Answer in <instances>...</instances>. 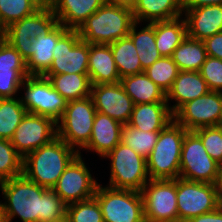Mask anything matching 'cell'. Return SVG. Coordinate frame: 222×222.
I'll use <instances>...</instances> for the list:
<instances>
[{
	"label": "cell",
	"mask_w": 222,
	"mask_h": 222,
	"mask_svg": "<svg viewBox=\"0 0 222 222\" xmlns=\"http://www.w3.org/2000/svg\"><path fill=\"white\" fill-rule=\"evenodd\" d=\"M5 202V222L19 217L23 222H47L66 216L67 205L52 190L26 178L23 174L0 183Z\"/></svg>",
	"instance_id": "6da1fadb"
},
{
	"label": "cell",
	"mask_w": 222,
	"mask_h": 222,
	"mask_svg": "<svg viewBox=\"0 0 222 222\" xmlns=\"http://www.w3.org/2000/svg\"><path fill=\"white\" fill-rule=\"evenodd\" d=\"M78 155L76 149L56 137L23 158L22 174L34 183L52 189Z\"/></svg>",
	"instance_id": "7a4b0ae2"
},
{
	"label": "cell",
	"mask_w": 222,
	"mask_h": 222,
	"mask_svg": "<svg viewBox=\"0 0 222 222\" xmlns=\"http://www.w3.org/2000/svg\"><path fill=\"white\" fill-rule=\"evenodd\" d=\"M135 23L133 12L105 2L78 29L81 40L90 44H111L127 37Z\"/></svg>",
	"instance_id": "3957f363"
},
{
	"label": "cell",
	"mask_w": 222,
	"mask_h": 222,
	"mask_svg": "<svg viewBox=\"0 0 222 222\" xmlns=\"http://www.w3.org/2000/svg\"><path fill=\"white\" fill-rule=\"evenodd\" d=\"M187 132L174 120L160 131L157 142L146 159L150 180L179 178L181 150Z\"/></svg>",
	"instance_id": "277c9868"
},
{
	"label": "cell",
	"mask_w": 222,
	"mask_h": 222,
	"mask_svg": "<svg viewBox=\"0 0 222 222\" xmlns=\"http://www.w3.org/2000/svg\"><path fill=\"white\" fill-rule=\"evenodd\" d=\"M104 158L111 160L108 187L141 192L150 180L146 159L123 142H120Z\"/></svg>",
	"instance_id": "5b68a950"
},
{
	"label": "cell",
	"mask_w": 222,
	"mask_h": 222,
	"mask_svg": "<svg viewBox=\"0 0 222 222\" xmlns=\"http://www.w3.org/2000/svg\"><path fill=\"white\" fill-rule=\"evenodd\" d=\"M96 112L91 96L68 101L57 121V137L80 152L90 141Z\"/></svg>",
	"instance_id": "8992f818"
},
{
	"label": "cell",
	"mask_w": 222,
	"mask_h": 222,
	"mask_svg": "<svg viewBox=\"0 0 222 222\" xmlns=\"http://www.w3.org/2000/svg\"><path fill=\"white\" fill-rule=\"evenodd\" d=\"M59 21L52 8L46 2L39 10L30 16L15 21L4 29V39L9 42L27 61L31 57L33 40L40 35H47Z\"/></svg>",
	"instance_id": "52a82bcc"
},
{
	"label": "cell",
	"mask_w": 222,
	"mask_h": 222,
	"mask_svg": "<svg viewBox=\"0 0 222 222\" xmlns=\"http://www.w3.org/2000/svg\"><path fill=\"white\" fill-rule=\"evenodd\" d=\"M94 197L104 222H145L141 192L98 184Z\"/></svg>",
	"instance_id": "ba28073f"
},
{
	"label": "cell",
	"mask_w": 222,
	"mask_h": 222,
	"mask_svg": "<svg viewBox=\"0 0 222 222\" xmlns=\"http://www.w3.org/2000/svg\"><path fill=\"white\" fill-rule=\"evenodd\" d=\"M176 197L179 221L188 222L222 205L215 184L176 179Z\"/></svg>",
	"instance_id": "9c48e42d"
},
{
	"label": "cell",
	"mask_w": 222,
	"mask_h": 222,
	"mask_svg": "<svg viewBox=\"0 0 222 222\" xmlns=\"http://www.w3.org/2000/svg\"><path fill=\"white\" fill-rule=\"evenodd\" d=\"M21 88L25 90L20 97L27 113L47 116L56 122L62 117L67 100L55 90L50 80L42 75L27 76Z\"/></svg>",
	"instance_id": "30bf717a"
},
{
	"label": "cell",
	"mask_w": 222,
	"mask_h": 222,
	"mask_svg": "<svg viewBox=\"0 0 222 222\" xmlns=\"http://www.w3.org/2000/svg\"><path fill=\"white\" fill-rule=\"evenodd\" d=\"M219 164L206 152L201 139L188 131L183 139L179 178L216 184Z\"/></svg>",
	"instance_id": "8fae6325"
},
{
	"label": "cell",
	"mask_w": 222,
	"mask_h": 222,
	"mask_svg": "<svg viewBox=\"0 0 222 222\" xmlns=\"http://www.w3.org/2000/svg\"><path fill=\"white\" fill-rule=\"evenodd\" d=\"M141 195L145 222L179 221L176 179L149 180Z\"/></svg>",
	"instance_id": "7c38bea8"
},
{
	"label": "cell",
	"mask_w": 222,
	"mask_h": 222,
	"mask_svg": "<svg viewBox=\"0 0 222 222\" xmlns=\"http://www.w3.org/2000/svg\"><path fill=\"white\" fill-rule=\"evenodd\" d=\"M173 120L188 131L219 126L222 120V92L210 90L183 104L173 114Z\"/></svg>",
	"instance_id": "4fadbf2b"
},
{
	"label": "cell",
	"mask_w": 222,
	"mask_h": 222,
	"mask_svg": "<svg viewBox=\"0 0 222 222\" xmlns=\"http://www.w3.org/2000/svg\"><path fill=\"white\" fill-rule=\"evenodd\" d=\"M89 43L81 40L78 30L69 29L57 42L53 62L44 75L88 74Z\"/></svg>",
	"instance_id": "5bb4252c"
},
{
	"label": "cell",
	"mask_w": 222,
	"mask_h": 222,
	"mask_svg": "<svg viewBox=\"0 0 222 222\" xmlns=\"http://www.w3.org/2000/svg\"><path fill=\"white\" fill-rule=\"evenodd\" d=\"M82 160L81 152L64 170L52 190L66 205L94 197L98 182Z\"/></svg>",
	"instance_id": "9a60e30c"
},
{
	"label": "cell",
	"mask_w": 222,
	"mask_h": 222,
	"mask_svg": "<svg viewBox=\"0 0 222 222\" xmlns=\"http://www.w3.org/2000/svg\"><path fill=\"white\" fill-rule=\"evenodd\" d=\"M57 137V122L47 116L26 113L15 130L11 144L24 158L29 153L53 141Z\"/></svg>",
	"instance_id": "2e32d148"
},
{
	"label": "cell",
	"mask_w": 222,
	"mask_h": 222,
	"mask_svg": "<svg viewBox=\"0 0 222 222\" xmlns=\"http://www.w3.org/2000/svg\"><path fill=\"white\" fill-rule=\"evenodd\" d=\"M91 97L97 112L128 124L134 103L120 82L92 85Z\"/></svg>",
	"instance_id": "e0dca14e"
},
{
	"label": "cell",
	"mask_w": 222,
	"mask_h": 222,
	"mask_svg": "<svg viewBox=\"0 0 222 222\" xmlns=\"http://www.w3.org/2000/svg\"><path fill=\"white\" fill-rule=\"evenodd\" d=\"M185 13L187 36L204 40L222 32V5H208L195 9H182Z\"/></svg>",
	"instance_id": "ac0fdd59"
},
{
	"label": "cell",
	"mask_w": 222,
	"mask_h": 222,
	"mask_svg": "<svg viewBox=\"0 0 222 222\" xmlns=\"http://www.w3.org/2000/svg\"><path fill=\"white\" fill-rule=\"evenodd\" d=\"M60 24L78 30L106 0H46Z\"/></svg>",
	"instance_id": "d6986e66"
},
{
	"label": "cell",
	"mask_w": 222,
	"mask_h": 222,
	"mask_svg": "<svg viewBox=\"0 0 222 222\" xmlns=\"http://www.w3.org/2000/svg\"><path fill=\"white\" fill-rule=\"evenodd\" d=\"M68 30L59 23L47 35H40L33 40L30 47L31 57L26 61V69L29 75L43 76L49 70L53 62L56 44Z\"/></svg>",
	"instance_id": "ffe728a7"
},
{
	"label": "cell",
	"mask_w": 222,
	"mask_h": 222,
	"mask_svg": "<svg viewBox=\"0 0 222 222\" xmlns=\"http://www.w3.org/2000/svg\"><path fill=\"white\" fill-rule=\"evenodd\" d=\"M122 126L108 115L96 112L90 141L83 150L94 151L99 157H105L121 142Z\"/></svg>",
	"instance_id": "44dd1931"
},
{
	"label": "cell",
	"mask_w": 222,
	"mask_h": 222,
	"mask_svg": "<svg viewBox=\"0 0 222 222\" xmlns=\"http://www.w3.org/2000/svg\"><path fill=\"white\" fill-rule=\"evenodd\" d=\"M210 91L200 71H179L171 89L166 94L169 106L170 100H175L169 109L174 114L183 104L192 101Z\"/></svg>",
	"instance_id": "7402d4cb"
},
{
	"label": "cell",
	"mask_w": 222,
	"mask_h": 222,
	"mask_svg": "<svg viewBox=\"0 0 222 222\" xmlns=\"http://www.w3.org/2000/svg\"><path fill=\"white\" fill-rule=\"evenodd\" d=\"M88 75L92 85L120 82L109 44L89 43Z\"/></svg>",
	"instance_id": "603a6c76"
},
{
	"label": "cell",
	"mask_w": 222,
	"mask_h": 222,
	"mask_svg": "<svg viewBox=\"0 0 222 222\" xmlns=\"http://www.w3.org/2000/svg\"><path fill=\"white\" fill-rule=\"evenodd\" d=\"M171 121L173 114L167 102L142 103L133 107L129 125L148 132L163 130Z\"/></svg>",
	"instance_id": "cb8c5ba5"
},
{
	"label": "cell",
	"mask_w": 222,
	"mask_h": 222,
	"mask_svg": "<svg viewBox=\"0 0 222 222\" xmlns=\"http://www.w3.org/2000/svg\"><path fill=\"white\" fill-rule=\"evenodd\" d=\"M132 12L139 24L173 20L183 16L182 0H138Z\"/></svg>",
	"instance_id": "d4e9b609"
},
{
	"label": "cell",
	"mask_w": 222,
	"mask_h": 222,
	"mask_svg": "<svg viewBox=\"0 0 222 222\" xmlns=\"http://www.w3.org/2000/svg\"><path fill=\"white\" fill-rule=\"evenodd\" d=\"M120 84L131 97L134 105L167 102L166 93L144 72L121 78Z\"/></svg>",
	"instance_id": "484cf974"
},
{
	"label": "cell",
	"mask_w": 222,
	"mask_h": 222,
	"mask_svg": "<svg viewBox=\"0 0 222 222\" xmlns=\"http://www.w3.org/2000/svg\"><path fill=\"white\" fill-rule=\"evenodd\" d=\"M187 36L185 18L155 22V39L157 50L162 57H171L173 51Z\"/></svg>",
	"instance_id": "4316f807"
},
{
	"label": "cell",
	"mask_w": 222,
	"mask_h": 222,
	"mask_svg": "<svg viewBox=\"0 0 222 222\" xmlns=\"http://www.w3.org/2000/svg\"><path fill=\"white\" fill-rule=\"evenodd\" d=\"M67 101L79 100L91 96V81L88 74L63 73L43 75Z\"/></svg>",
	"instance_id": "83f0119b"
},
{
	"label": "cell",
	"mask_w": 222,
	"mask_h": 222,
	"mask_svg": "<svg viewBox=\"0 0 222 222\" xmlns=\"http://www.w3.org/2000/svg\"><path fill=\"white\" fill-rule=\"evenodd\" d=\"M138 22H135L128 36L134 43L137 50L138 57L141 62L143 70L150 67L155 61L160 59L162 56L157 50L156 39H155V22L147 23L141 30L138 29ZM139 31H137V29Z\"/></svg>",
	"instance_id": "f1b7e54d"
},
{
	"label": "cell",
	"mask_w": 222,
	"mask_h": 222,
	"mask_svg": "<svg viewBox=\"0 0 222 222\" xmlns=\"http://www.w3.org/2000/svg\"><path fill=\"white\" fill-rule=\"evenodd\" d=\"M207 57L203 41L189 36H186L171 56L179 71H200Z\"/></svg>",
	"instance_id": "f546056e"
},
{
	"label": "cell",
	"mask_w": 222,
	"mask_h": 222,
	"mask_svg": "<svg viewBox=\"0 0 222 222\" xmlns=\"http://www.w3.org/2000/svg\"><path fill=\"white\" fill-rule=\"evenodd\" d=\"M109 45L120 78L144 72L137 50L129 36Z\"/></svg>",
	"instance_id": "4dcf8cb0"
},
{
	"label": "cell",
	"mask_w": 222,
	"mask_h": 222,
	"mask_svg": "<svg viewBox=\"0 0 222 222\" xmlns=\"http://www.w3.org/2000/svg\"><path fill=\"white\" fill-rule=\"evenodd\" d=\"M26 113L21 98L0 99V139L10 140Z\"/></svg>",
	"instance_id": "1f68e13d"
},
{
	"label": "cell",
	"mask_w": 222,
	"mask_h": 222,
	"mask_svg": "<svg viewBox=\"0 0 222 222\" xmlns=\"http://www.w3.org/2000/svg\"><path fill=\"white\" fill-rule=\"evenodd\" d=\"M46 0H0V26L5 29L15 21L39 10Z\"/></svg>",
	"instance_id": "d6a6232c"
},
{
	"label": "cell",
	"mask_w": 222,
	"mask_h": 222,
	"mask_svg": "<svg viewBox=\"0 0 222 222\" xmlns=\"http://www.w3.org/2000/svg\"><path fill=\"white\" fill-rule=\"evenodd\" d=\"M159 133L160 131H142L129 124H124L122 126L121 142L141 155L144 159H147L157 142Z\"/></svg>",
	"instance_id": "836d02e7"
},
{
	"label": "cell",
	"mask_w": 222,
	"mask_h": 222,
	"mask_svg": "<svg viewBox=\"0 0 222 222\" xmlns=\"http://www.w3.org/2000/svg\"><path fill=\"white\" fill-rule=\"evenodd\" d=\"M144 73L167 94L179 69L171 57H161L144 70Z\"/></svg>",
	"instance_id": "e575fe53"
},
{
	"label": "cell",
	"mask_w": 222,
	"mask_h": 222,
	"mask_svg": "<svg viewBox=\"0 0 222 222\" xmlns=\"http://www.w3.org/2000/svg\"><path fill=\"white\" fill-rule=\"evenodd\" d=\"M22 163L10 140L0 139V183L22 175Z\"/></svg>",
	"instance_id": "d590c367"
},
{
	"label": "cell",
	"mask_w": 222,
	"mask_h": 222,
	"mask_svg": "<svg viewBox=\"0 0 222 222\" xmlns=\"http://www.w3.org/2000/svg\"><path fill=\"white\" fill-rule=\"evenodd\" d=\"M66 216L69 222H104L98 200L95 197L67 205Z\"/></svg>",
	"instance_id": "8d00e7d4"
},
{
	"label": "cell",
	"mask_w": 222,
	"mask_h": 222,
	"mask_svg": "<svg viewBox=\"0 0 222 222\" xmlns=\"http://www.w3.org/2000/svg\"><path fill=\"white\" fill-rule=\"evenodd\" d=\"M0 73H20L24 78L29 76L26 61L5 39L0 42Z\"/></svg>",
	"instance_id": "74e56055"
},
{
	"label": "cell",
	"mask_w": 222,
	"mask_h": 222,
	"mask_svg": "<svg viewBox=\"0 0 222 222\" xmlns=\"http://www.w3.org/2000/svg\"><path fill=\"white\" fill-rule=\"evenodd\" d=\"M193 132L201 139L209 156L220 164L222 162V127H203Z\"/></svg>",
	"instance_id": "f35d334b"
},
{
	"label": "cell",
	"mask_w": 222,
	"mask_h": 222,
	"mask_svg": "<svg viewBox=\"0 0 222 222\" xmlns=\"http://www.w3.org/2000/svg\"><path fill=\"white\" fill-rule=\"evenodd\" d=\"M200 74L211 91L222 92V60L208 56Z\"/></svg>",
	"instance_id": "ab89813d"
},
{
	"label": "cell",
	"mask_w": 222,
	"mask_h": 222,
	"mask_svg": "<svg viewBox=\"0 0 222 222\" xmlns=\"http://www.w3.org/2000/svg\"><path fill=\"white\" fill-rule=\"evenodd\" d=\"M24 79L20 73H0V99L16 98Z\"/></svg>",
	"instance_id": "60d3db41"
},
{
	"label": "cell",
	"mask_w": 222,
	"mask_h": 222,
	"mask_svg": "<svg viewBox=\"0 0 222 222\" xmlns=\"http://www.w3.org/2000/svg\"><path fill=\"white\" fill-rule=\"evenodd\" d=\"M208 56L222 60V32L203 40Z\"/></svg>",
	"instance_id": "b9f144b4"
},
{
	"label": "cell",
	"mask_w": 222,
	"mask_h": 222,
	"mask_svg": "<svg viewBox=\"0 0 222 222\" xmlns=\"http://www.w3.org/2000/svg\"><path fill=\"white\" fill-rule=\"evenodd\" d=\"M188 222H222V205H220L216 210L206 214H201L190 219Z\"/></svg>",
	"instance_id": "7bdbcfd3"
},
{
	"label": "cell",
	"mask_w": 222,
	"mask_h": 222,
	"mask_svg": "<svg viewBox=\"0 0 222 222\" xmlns=\"http://www.w3.org/2000/svg\"><path fill=\"white\" fill-rule=\"evenodd\" d=\"M208 5H222V0H182V9H195Z\"/></svg>",
	"instance_id": "ee69618b"
},
{
	"label": "cell",
	"mask_w": 222,
	"mask_h": 222,
	"mask_svg": "<svg viewBox=\"0 0 222 222\" xmlns=\"http://www.w3.org/2000/svg\"><path fill=\"white\" fill-rule=\"evenodd\" d=\"M138 0H106L107 3L133 11Z\"/></svg>",
	"instance_id": "f6af8a7d"
},
{
	"label": "cell",
	"mask_w": 222,
	"mask_h": 222,
	"mask_svg": "<svg viewBox=\"0 0 222 222\" xmlns=\"http://www.w3.org/2000/svg\"><path fill=\"white\" fill-rule=\"evenodd\" d=\"M216 187L218 189L219 192V196L222 202V162L219 164V172H218V178L216 181Z\"/></svg>",
	"instance_id": "bcb514c9"
},
{
	"label": "cell",
	"mask_w": 222,
	"mask_h": 222,
	"mask_svg": "<svg viewBox=\"0 0 222 222\" xmlns=\"http://www.w3.org/2000/svg\"><path fill=\"white\" fill-rule=\"evenodd\" d=\"M0 222H5L3 207H2L1 202H0Z\"/></svg>",
	"instance_id": "7dc6e473"
},
{
	"label": "cell",
	"mask_w": 222,
	"mask_h": 222,
	"mask_svg": "<svg viewBox=\"0 0 222 222\" xmlns=\"http://www.w3.org/2000/svg\"><path fill=\"white\" fill-rule=\"evenodd\" d=\"M47 222H69L67 216L59 219V220H55V221H47Z\"/></svg>",
	"instance_id": "c3c4849f"
},
{
	"label": "cell",
	"mask_w": 222,
	"mask_h": 222,
	"mask_svg": "<svg viewBox=\"0 0 222 222\" xmlns=\"http://www.w3.org/2000/svg\"><path fill=\"white\" fill-rule=\"evenodd\" d=\"M4 39V29L0 26V42Z\"/></svg>",
	"instance_id": "681fc988"
}]
</instances>
